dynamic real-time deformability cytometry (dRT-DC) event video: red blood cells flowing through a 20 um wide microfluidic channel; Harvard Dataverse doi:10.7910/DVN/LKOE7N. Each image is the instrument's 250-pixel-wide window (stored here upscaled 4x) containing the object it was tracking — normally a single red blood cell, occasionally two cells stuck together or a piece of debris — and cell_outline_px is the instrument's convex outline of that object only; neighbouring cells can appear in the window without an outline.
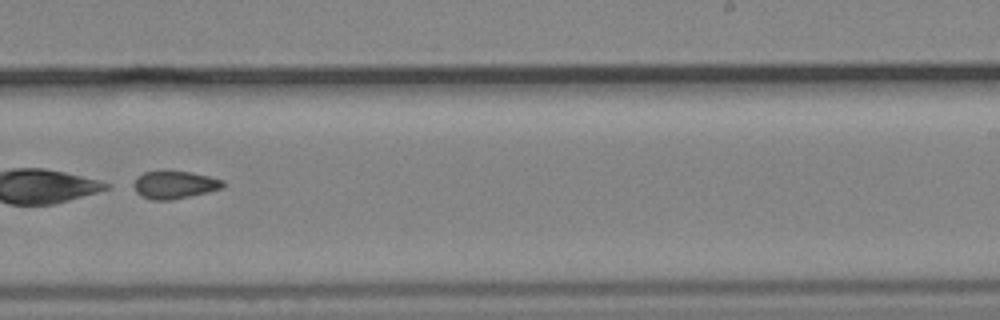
{"species": "common noctule bat (a hibernating species)", "species_latin": "Nyctalus noctula", "temperature_condition": "cold", "stored_images_in_passage": 52, "camera_frame_rate_fps": 3000, "um_per_image_px": 0.085, "animal": {"sex": "male", "body_mass_g": 19.2, "forearm_length_mm": 51.8}, "frame": {"image": 1, "passage_image": 36, "time_ms": 11.667, "image_size_px": [1000, 320], "cell_outline_px": [[228, 184], [224, 188], [208, 192], [168, 200], [152, 200], [140, 196], [136, 192], [132, 184], [136, 176], [144, 172], [192, 172], [224, 180]], "centroid_in_image_um": [14.85, 15.71], "position_along_channel_um": 274.2, "area_um2": 14.45}}